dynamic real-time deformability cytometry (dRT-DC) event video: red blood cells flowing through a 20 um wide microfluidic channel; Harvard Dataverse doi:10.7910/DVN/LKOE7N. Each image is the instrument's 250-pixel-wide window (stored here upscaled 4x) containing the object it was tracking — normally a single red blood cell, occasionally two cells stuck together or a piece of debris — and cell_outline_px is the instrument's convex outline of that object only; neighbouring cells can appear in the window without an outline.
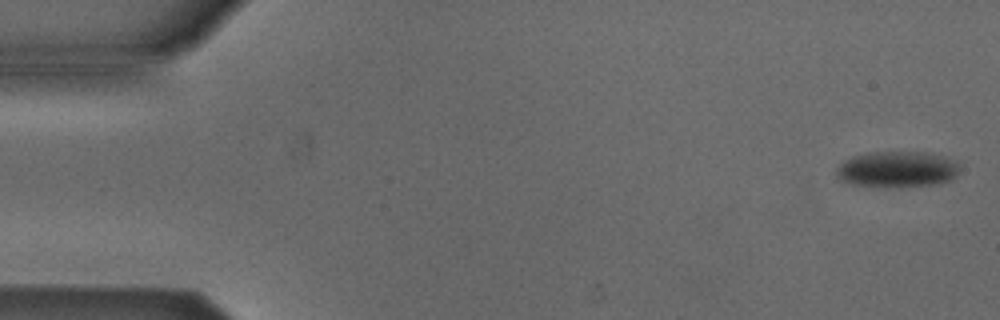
{"species": "Egyptian fruit bat (a non-hibernating species)", "species_latin": "Rousettus aegyptiacus", "temperature_condition": "cold", "stored_images_in_passage": 4, "camera_frame_rate_fps": 3000, "um_per_image_px": 0.085, "animal": {"sex": "male"}, "frame": {"image": 1, "passage_image": 1, "time_ms": 0.0, "image_size_px": [1000, 320], "cell_outline_px": [[956, 176], [948, 180], [932, 184], [852, 184], [840, 180], [836, 176], [836, 168], [844, 160], [852, 156], [872, 152], [928, 152], [940, 156], [956, 164]], "centroid_in_image_um": [76.16, 14.34], "position_along_channel_um": 8.8, "area_um2": 24.39}}
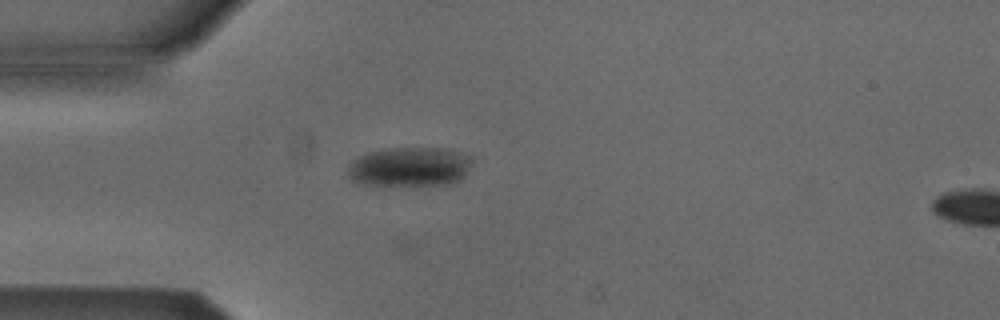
{"frame": {"image": 2, "passage_image": 4, "time_ms": 4.333, "image_size_px": [1000, 320], "cell_outline_px": [[472, 164], [464, 176], [460, 180], [448, 184], [408, 188], [356, 184], [348, 176], [348, 164], [352, 160], [368, 152], [392, 148], [444, 148], [460, 152], [472, 156]], "centroid_in_image_um": [34.81, 14.23], "position_along_channel_um": 50.2, "area_um2": 29.77}}